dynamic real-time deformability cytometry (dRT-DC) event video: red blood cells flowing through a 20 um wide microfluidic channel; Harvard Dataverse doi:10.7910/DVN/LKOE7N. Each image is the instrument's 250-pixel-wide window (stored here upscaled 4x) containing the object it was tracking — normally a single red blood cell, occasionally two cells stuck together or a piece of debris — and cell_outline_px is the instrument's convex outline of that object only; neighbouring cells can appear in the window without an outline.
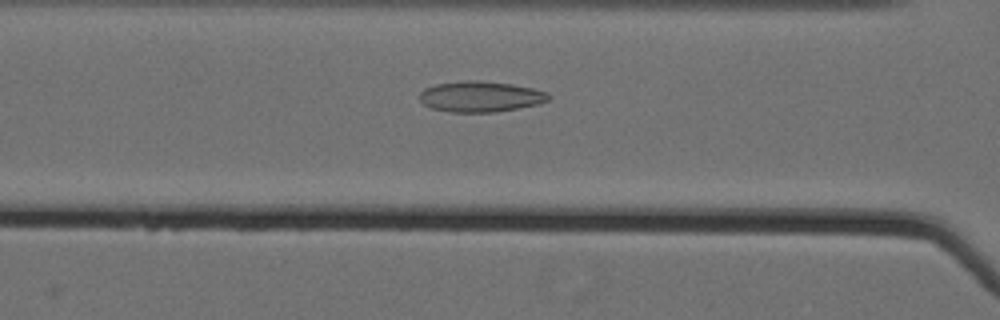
{"species": "Egyptian fruit bat (a non-hibernating species)", "species_latin": "Rousettus aegyptiacus", "temperature_condition": "cold", "stored_images_in_passage": 59, "camera_frame_rate_fps": 3000, "um_per_image_px": 0.085, "animal": {"sex": "female"}, "frame": {"image": 1, "passage_image": 31, "time_ms": 10.0, "image_size_px": [1000, 320], "cell_outline_px": [[552, 96], [548, 100], [540, 104], [492, 112], [448, 112], [432, 108], [424, 104], [420, 100], [420, 92], [424, 88], [436, 84], [468, 80], [480, 80], [512, 84], [532, 88], [544, 92]], "centroid_in_image_um": [40.83, 8.2], "position_along_channel_um": 125.8, "area_um2": 23.0}}
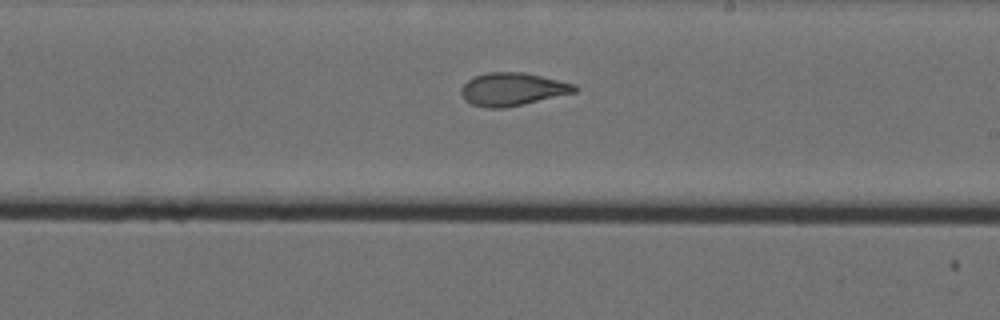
{"frame": {"image": 2, "passage_image": 41, "time_ms": 13.333, "image_size_px": [1000, 320], "cell_outline_px": [[576, 92], [504, 108], [484, 108], [472, 104], [464, 100], [460, 92], [460, 88], [472, 76], [488, 72], [524, 72], [576, 84]], "centroid_in_image_um": [43.51, 7.58], "position_along_channel_um": 245.5, "area_um2": 21.79}}
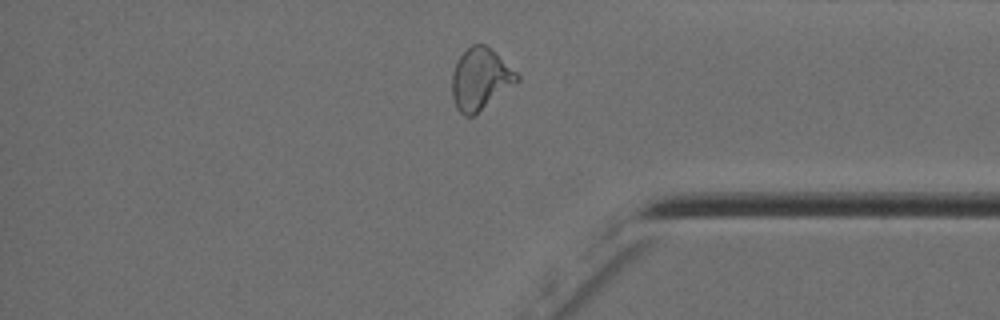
{"frame": {"image": 3, "passage_image": 54, "time_ms": 17.667, "image_size_px": [1000, 320], "cell_outline_px": [[520, 80], [472, 116], [464, 116], [456, 108], [452, 96], [452, 72], [460, 56], [472, 44], [484, 44], [516, 72], [520, 76]], "centroid_in_image_um": [40.8, 6.73], "position_along_channel_um": 394.4, "area_um2": 22.72}}